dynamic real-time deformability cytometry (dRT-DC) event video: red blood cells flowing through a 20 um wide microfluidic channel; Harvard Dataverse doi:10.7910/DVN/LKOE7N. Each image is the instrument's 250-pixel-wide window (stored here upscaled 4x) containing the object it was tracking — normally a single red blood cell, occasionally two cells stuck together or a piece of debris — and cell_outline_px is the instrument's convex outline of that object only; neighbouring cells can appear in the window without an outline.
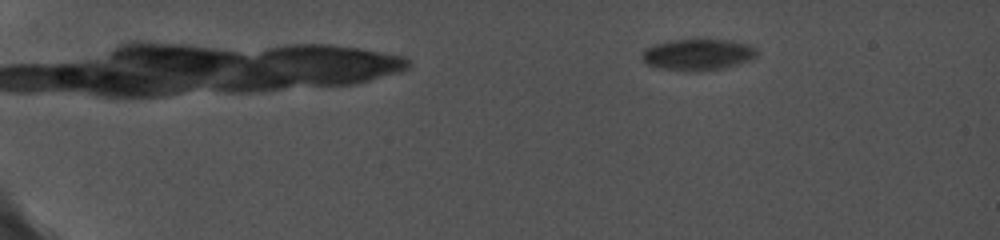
{"species": "common noctule bat (a hibernating species)", "species_latin": "Nyctalus noctula", "temperature_condition": "cold", "stored_images_in_passage": 61, "camera_frame_rate_fps": 5000, "um_per_image_px": 0.085, "animal": {"sex": "female", "body_mass_g": 19.0, "forearm_length_mm": 56.7}, "frame": {"image": 1, "passage_image": 8, "time_ms": 2.0, "image_size_px": [1000, 240], "cell_outline_px": [[756, 56], [748, 60], [724, 68], [704, 72], [684, 72], [660, 68], [644, 64], [640, 56], [644, 48], [668, 40], [732, 40], [748, 44], [756, 48]], "centroid_in_image_um": [59.25, 4.66], "position_along_channel_um": 25.8, "area_um2": 21.33}}
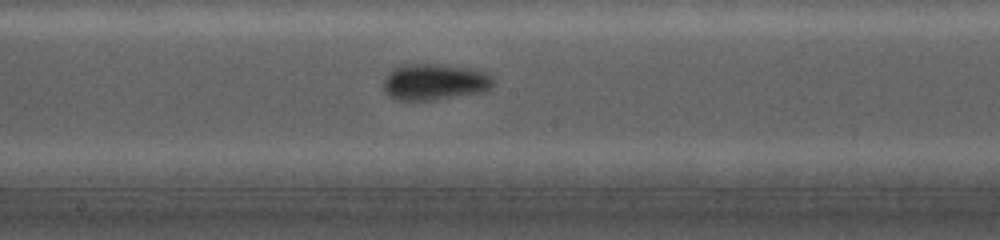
{"frame": {"image": 2, "passage_image": 36, "time_ms": 10.4, "image_size_px": [1000, 240], "cell_outline_px": [[492, 88], [484, 92], [436, 100], [400, 100], [384, 92], [384, 80], [388, 72], [392, 68], [404, 64], [440, 64], [476, 68], [484, 72], [492, 80]], "centroid_in_image_um": [36.95, 6.95], "position_along_channel_um": 211.3, "area_um2": 23.41}}
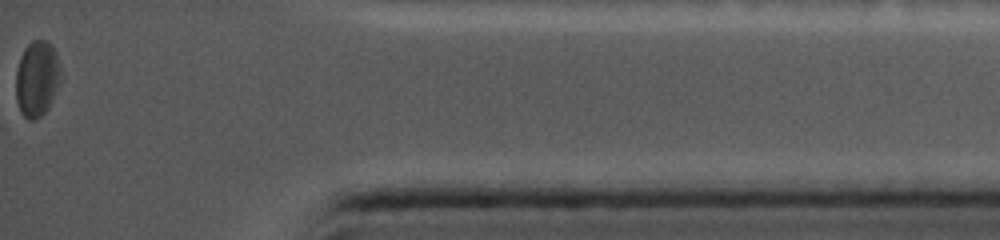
{"frame": {"image": 3, "passage_image": 61, "time_ms": 16.8, "image_size_px": [1000, 240], "cell_outline_px": [[64, 76], [48, 108], [40, 116], [32, 120], [28, 120], [20, 112], [16, 100], [16, 68], [20, 56], [24, 48], [32, 40], [48, 40], [56, 52]], "centroid_in_image_um": [3.17, 6.66], "position_along_channel_um": 432.0, "area_um2": 20.35}}